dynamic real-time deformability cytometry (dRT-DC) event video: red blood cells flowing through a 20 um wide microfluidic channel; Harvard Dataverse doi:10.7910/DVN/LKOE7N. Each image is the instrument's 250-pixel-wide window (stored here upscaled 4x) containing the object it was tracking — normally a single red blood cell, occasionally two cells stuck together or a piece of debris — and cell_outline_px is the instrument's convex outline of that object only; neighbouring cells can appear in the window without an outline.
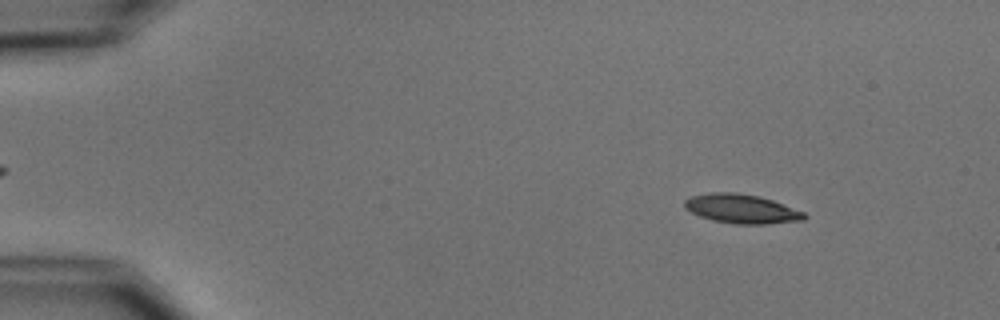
{"species": "common noctule bat (a hibernating species)", "species_latin": "Nyctalus noctula", "temperature_condition": "cold", "stored_images_in_passage": 9, "camera_frame_rate_fps": 3000, "um_per_image_px": 0.085, "animal": {"sex": "male", "body_mass_g": 15.6}, "frame": {"image": 1, "passage_image": 2, "time_ms": 1.333, "image_size_px": [1000, 320], "cell_outline_px": [[808, 216], [804, 220], [764, 224], [736, 224], [712, 220], [700, 216], [684, 208], [684, 200], [692, 196], [712, 192], [736, 192], [756, 196], [772, 200], [804, 212]], "centroid_in_image_um": [63.02, 17.75], "position_along_channel_um": 22.0, "area_um2": 20.17}}
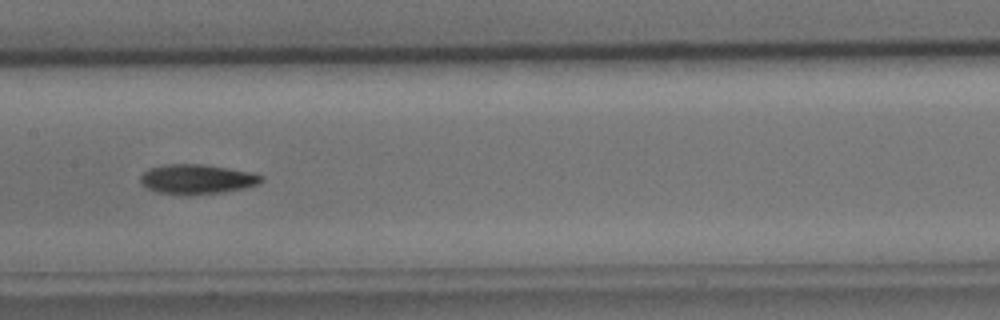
{"frame": {"image": 2, "passage_image": 8, "time_ms": 8.333, "image_size_px": [1000, 320], "cell_outline_px": [[264, 180], [260, 184], [244, 188], [220, 192], [188, 196], [184, 196], [156, 192], [148, 188], [140, 180], [140, 176], [148, 168], [164, 164], [200, 164], [228, 168], [252, 172], [264, 176]], "centroid_in_image_um": [16.75, 15.24], "position_along_channel_um": 190.6, "area_um2": 21.15}}